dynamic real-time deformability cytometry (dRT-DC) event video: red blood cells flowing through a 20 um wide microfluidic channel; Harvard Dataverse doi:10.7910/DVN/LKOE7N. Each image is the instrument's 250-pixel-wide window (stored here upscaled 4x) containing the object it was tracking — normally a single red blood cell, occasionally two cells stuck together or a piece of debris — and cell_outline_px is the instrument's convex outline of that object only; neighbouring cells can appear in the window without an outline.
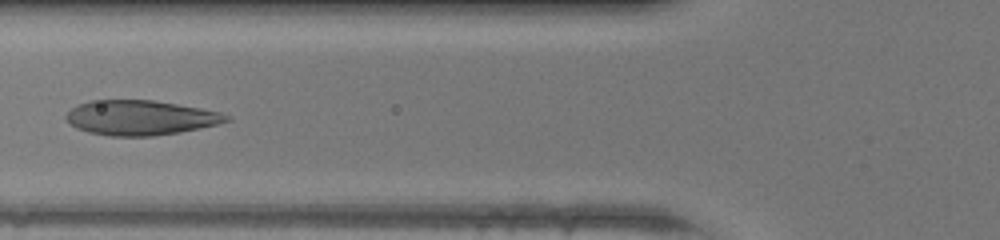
{"species": "human", "species_latin": "Homo sapiens", "temperature_condition": "warm", "stored_images_in_passage": 46, "camera_frame_rate_fps": 3000, "um_per_image_px": 0.085, "donor": {"sex": "female"}, "frame": {"image": 1, "passage_image": 17, "time_ms": 5.333, "image_size_px": [1000, 240], "cell_outline_px": [[232, 120], [200, 128], [180, 132], [152, 136], [108, 136], [88, 132], [76, 128], [64, 116], [72, 108], [88, 100], [152, 100], [200, 108], [220, 112], [232, 116]], "centroid_in_image_um": [11.95, 10.01], "position_along_channel_um": 113.9, "area_um2": 32.43}}
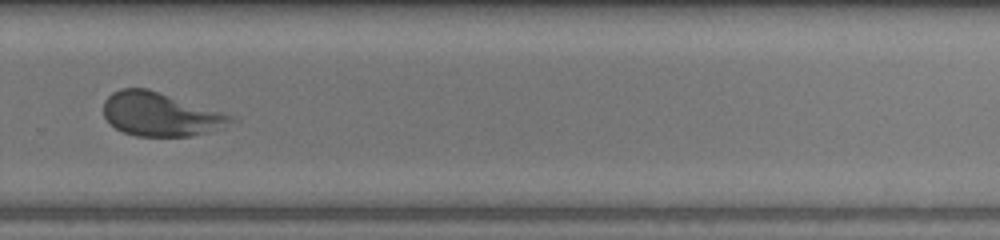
{"frame": {"image": 2, "passage_image": 31, "time_ms": 10.0, "image_size_px": [1000, 240], "cell_outline_px": [[240, 120], [208, 132], [188, 136], [136, 136], [124, 132], [116, 128], [104, 116], [104, 100], [112, 92], [120, 88], [148, 88], [240, 116]], "centroid_in_image_um": [13.73, 9.69], "position_along_channel_um": 316.1, "area_um2": 32.95}}
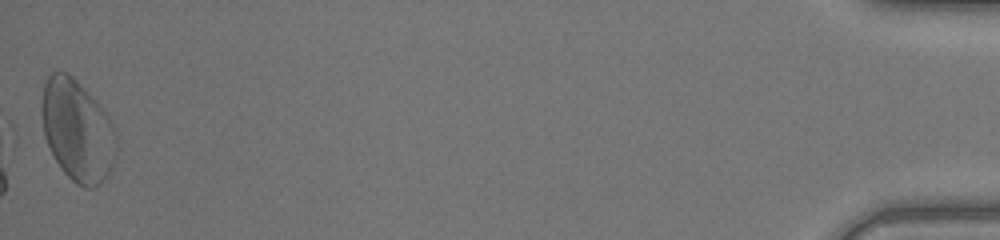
{"frame": {"image": 3, "passage_image": 46, "time_ms": 15.0, "image_size_px": [1000, 240], "cell_outline_px": [[116, 156], [112, 168], [104, 180], [100, 184], [92, 188], [84, 188], [76, 184], [60, 168], [44, 136], [40, 112], [40, 104], [44, 84], [48, 76], [52, 72], [68, 72], [96, 100], [108, 116], [116, 132]], "centroid_in_image_um": [6.57, 11.1], "position_along_channel_um": 428.6, "area_um2": 44.45}, "authors_computed_cell_mechanics": {"area_um2": 33.0038, "velocity_mm_per_s": 4.3567, "shape_relaxation_time_tau1_ms": 7.2806, "shape_relaxation_time_tau2_ms": 0.7071, "deformation_change_tau1": 0.2642, "deformation_change_tau2": 0.0786}}